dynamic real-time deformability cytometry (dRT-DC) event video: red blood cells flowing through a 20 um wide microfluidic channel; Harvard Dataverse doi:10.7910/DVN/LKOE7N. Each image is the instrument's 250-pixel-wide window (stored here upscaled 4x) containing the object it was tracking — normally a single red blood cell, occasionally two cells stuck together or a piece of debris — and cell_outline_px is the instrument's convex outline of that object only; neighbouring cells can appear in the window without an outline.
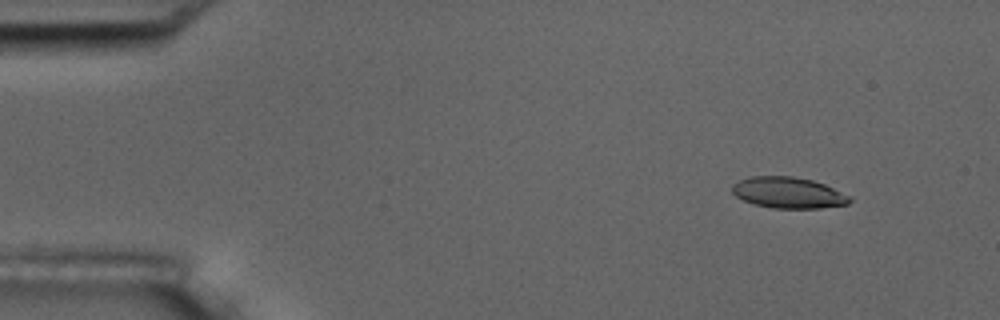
{"species": "common noctule bat (a hibernating species)", "species_latin": "Nyctalus noctula", "temperature_condition": "room temperature", "stored_images_in_passage": 5, "camera_frame_rate_fps": 3000, "um_per_image_px": 0.085, "animal": {"sex": "male", "body_mass_g": 17.5, "forearm_length_mm": 52.3}, "frame": {"image": 1, "passage_image": 2, "time_ms": 1.0, "image_size_px": [1000, 320], "cell_outline_px": [[852, 200], [848, 204], [820, 208], [772, 208], [756, 204], [744, 200], [736, 196], [732, 192], [732, 184], [740, 180], [752, 176], [792, 176], [812, 180], [824, 184], [852, 196]], "centroid_in_image_um": [67.03, 16.38], "position_along_channel_um": 18.0, "area_um2": 21.27}}
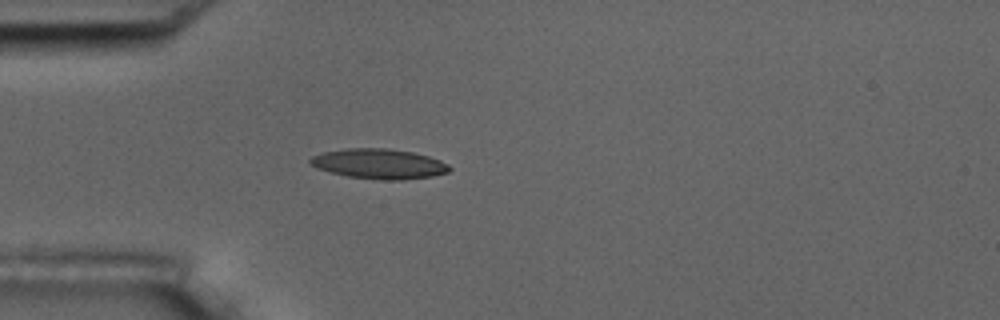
{"frame": {"image": 2, "passage_image": 5, "time_ms": 4.333, "image_size_px": [1000, 320], "cell_outline_px": [[452, 168], [448, 172], [432, 176], [400, 180], [380, 180], [348, 176], [316, 168], [308, 160], [312, 156], [324, 152], [348, 148], [388, 148], [412, 152], [428, 156], [440, 160], [448, 164]], "centroid_in_image_um": [32.24, 13.92], "position_along_channel_um": 52.8, "area_um2": 24.22}}